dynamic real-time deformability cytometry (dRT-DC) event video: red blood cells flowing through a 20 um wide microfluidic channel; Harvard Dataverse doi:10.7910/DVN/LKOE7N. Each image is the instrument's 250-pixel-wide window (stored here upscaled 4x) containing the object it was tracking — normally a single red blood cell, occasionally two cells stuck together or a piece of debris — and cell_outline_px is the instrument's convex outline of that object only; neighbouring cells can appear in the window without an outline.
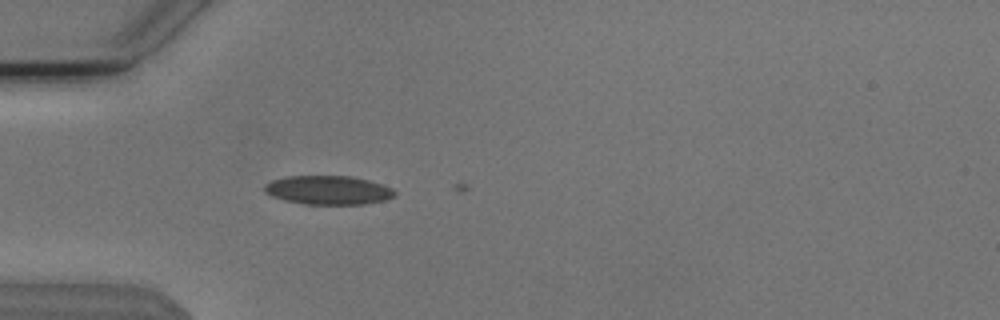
{"species": "Egyptian fruit bat (a non-hibernating species)", "species_latin": "Rousettus aegyptiacus", "temperature_condition": "cold", "stored_images_in_passage": 2, "camera_frame_rate_fps": 3000, "um_per_image_px": 0.085, "animal": {"sex": "male"}, "frame": {"image": 1, "passage_image": 1, "time_ms": 0.0, "image_size_px": [1000, 320], "cell_outline_px": [[396, 196], [384, 200], [364, 204], [304, 204], [284, 200], [272, 196], [264, 192], [264, 184], [272, 180], [288, 176], [348, 176], [368, 180], [392, 188], [396, 192]], "centroid_in_image_um": [27.88, 16.16], "position_along_channel_um": 57.1, "area_um2": 21.85}}